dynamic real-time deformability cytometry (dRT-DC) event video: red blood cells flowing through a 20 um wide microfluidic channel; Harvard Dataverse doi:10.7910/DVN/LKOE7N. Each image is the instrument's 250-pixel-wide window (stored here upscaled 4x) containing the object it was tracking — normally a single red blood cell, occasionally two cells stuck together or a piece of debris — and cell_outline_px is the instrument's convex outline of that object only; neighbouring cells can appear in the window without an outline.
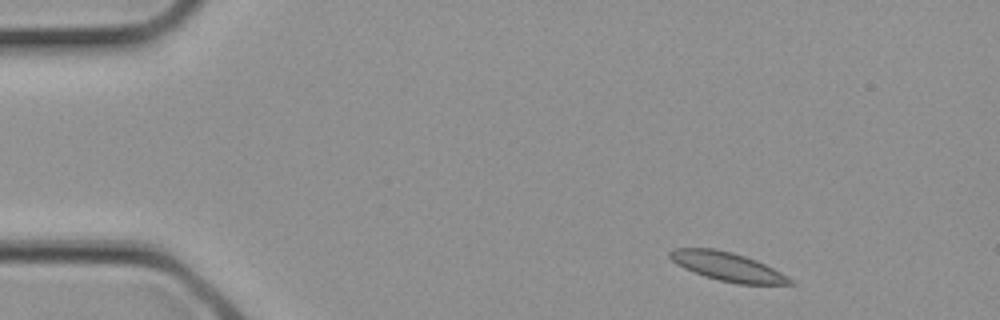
{"species": "common noctule bat (a hibernating species)", "species_latin": "Nyctalus noctula", "temperature_condition": "cold", "stored_images_in_passage": 2, "camera_frame_rate_fps": 3000, "um_per_image_px": 0.085, "animal": {"sex": "female", "body_mass_g": 21.9}, "frame": {"image": 1, "passage_image": 1, "time_ms": 0.0, "image_size_px": [1000, 320], "cell_outline_px": [[796, 284], [736, 284], [704, 276], [684, 268], [676, 264], [668, 256], [668, 252], [672, 248], [716, 248], [732, 252], [756, 260], [788, 276]], "centroid_in_image_um": [61.8, 22.65], "position_along_channel_um": 23.2, "area_um2": 20.06}}